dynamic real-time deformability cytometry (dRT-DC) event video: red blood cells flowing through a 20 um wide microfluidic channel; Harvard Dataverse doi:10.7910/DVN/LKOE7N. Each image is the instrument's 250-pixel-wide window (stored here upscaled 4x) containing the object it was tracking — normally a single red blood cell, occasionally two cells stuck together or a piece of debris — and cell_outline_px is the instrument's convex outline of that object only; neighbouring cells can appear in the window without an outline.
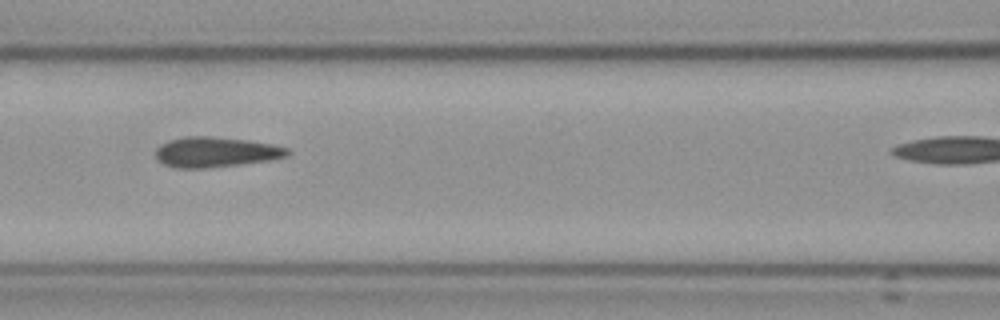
{"species": "Egyptian fruit bat (a non-hibernating species)", "species_latin": "Rousettus aegyptiacus", "temperature_condition": "cold", "stored_images_in_passage": 7, "camera_frame_rate_fps": 3000, "um_per_image_px": 0.085, "frame": {"image": 1, "passage_image": 4, "time_ms": 3.333, "image_size_px": [1000, 320], "cell_outline_px": [[292, 152], [288, 156], [268, 160], [240, 164], [204, 168], [176, 168], [164, 164], [156, 160], [156, 148], [160, 144], [168, 140], [184, 136], [208, 136], [248, 140], [272, 144], [288, 148]], "centroid_in_image_um": [18.31, 12.92], "position_along_channel_um": 148.3, "area_um2": 23.29}}